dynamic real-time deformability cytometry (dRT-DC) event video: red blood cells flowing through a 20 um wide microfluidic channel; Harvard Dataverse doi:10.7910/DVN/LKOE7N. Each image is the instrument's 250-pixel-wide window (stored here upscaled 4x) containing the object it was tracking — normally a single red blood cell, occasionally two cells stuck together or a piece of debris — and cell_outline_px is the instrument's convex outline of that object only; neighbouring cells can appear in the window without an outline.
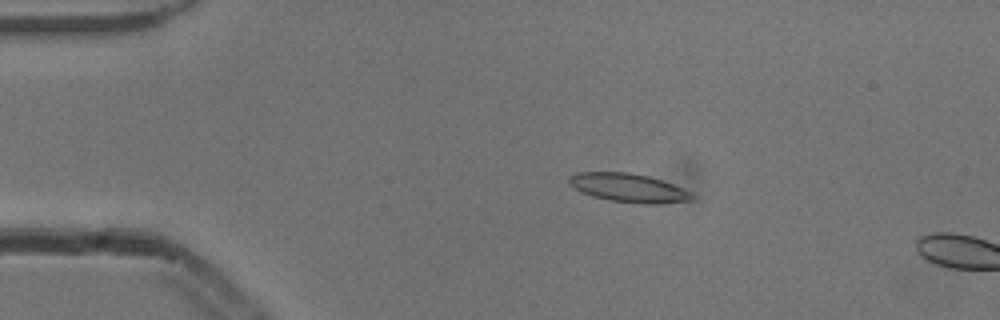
{"species": "common noctule bat (a hibernating species)", "species_latin": "Nyctalus noctula", "temperature_condition": "cold", "stored_images_in_passage": 4, "camera_frame_rate_fps": 3000, "um_per_image_px": 0.085, "animal": {"sex": "male", "body_mass_g": 13.3}, "frame": {"image": 1, "passage_image": 3, "time_ms": 0.667, "image_size_px": [1000, 320], "cell_outline_px": [[696, 196], [692, 200], [660, 204], [640, 204], [608, 200], [592, 196], [580, 192], [568, 184], [568, 176], [576, 172], [628, 172], [648, 176], [672, 184], [692, 192]], "centroid_in_image_um": [53.4, 15.97], "position_along_channel_um": 31.6, "area_um2": 20.81}}